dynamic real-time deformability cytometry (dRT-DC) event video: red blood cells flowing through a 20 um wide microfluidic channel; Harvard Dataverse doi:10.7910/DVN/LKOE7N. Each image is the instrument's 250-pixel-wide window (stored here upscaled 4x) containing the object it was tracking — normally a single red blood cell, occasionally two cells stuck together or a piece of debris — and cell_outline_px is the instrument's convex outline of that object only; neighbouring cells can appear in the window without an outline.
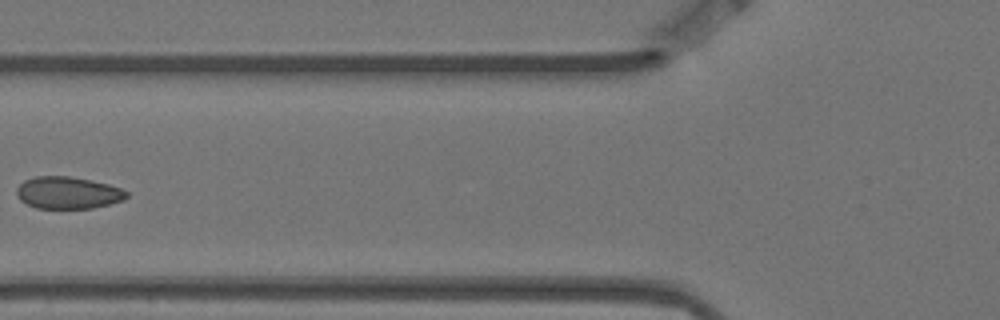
{"species": "Egyptian fruit bat (a non-hibernating species)", "species_latin": "Rousettus aegyptiacus", "temperature_condition": "warm", "stored_images_in_passage": 6, "camera_frame_rate_fps": 3000, "um_per_image_px": 0.085, "animal": {"sex": "female"}, "frame": {"image": 1, "passage_image": 6, "time_ms": 1.667, "image_size_px": [1000, 320], "cell_outline_px": [[128, 196], [124, 200], [92, 208], [36, 208], [20, 200], [16, 196], [16, 188], [24, 180], [36, 176], [68, 176], [92, 180], [108, 184], [120, 188], [128, 192]], "centroid_in_image_um": [5.76, 16.38], "position_along_channel_um": 120.0, "area_um2": 20.58}}